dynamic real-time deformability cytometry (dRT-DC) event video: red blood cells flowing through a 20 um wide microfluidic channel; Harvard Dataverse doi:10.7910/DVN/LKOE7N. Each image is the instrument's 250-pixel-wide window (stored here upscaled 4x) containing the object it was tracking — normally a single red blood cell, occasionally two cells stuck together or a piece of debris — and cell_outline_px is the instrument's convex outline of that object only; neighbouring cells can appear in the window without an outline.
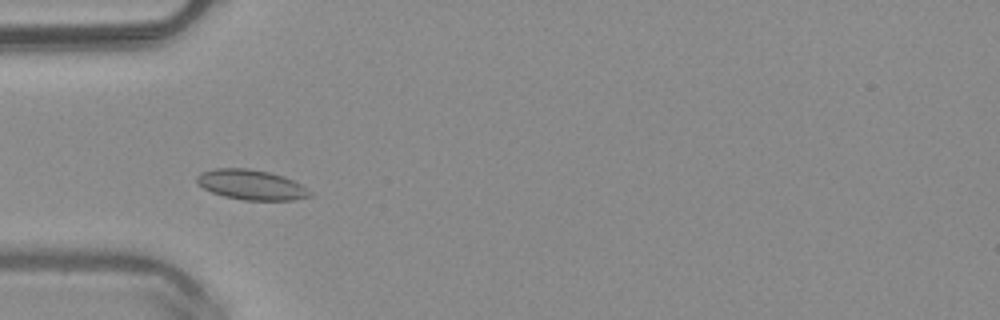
{"species": "common noctule bat (a hibernating species)", "species_latin": "Nyctalus noctula", "temperature_condition": "warm", "stored_images_in_passage": 44, "camera_frame_rate_fps": 3000, "um_per_image_px": 0.085, "animal": {"sex": "male", "body_mass_g": 20.4}, "frame": {"image": 1, "passage_image": 10, "time_ms": 3.0, "image_size_px": [1000, 320], "cell_outline_px": [[312, 196], [296, 200], [244, 200], [224, 196], [212, 192], [196, 184], [196, 176], [200, 172], [212, 168], [248, 168], [268, 172], [284, 176], [308, 188], [312, 192]], "centroid_in_image_um": [21.35, 15.7], "position_along_channel_um": 63.7, "area_um2": 20.0}}
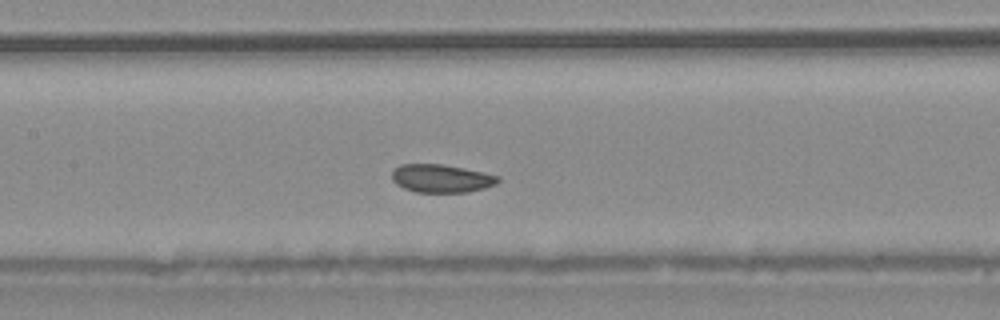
{"frame": {"image": 2, "passage_image": 18, "time_ms": 5.667, "image_size_px": [1000, 320], "cell_outline_px": [[500, 180], [496, 184], [484, 188], [468, 192], [416, 192], [404, 188], [396, 184], [392, 180], [392, 168], [400, 164], [440, 164], [464, 168], [484, 172], [500, 176]], "centroid_in_image_um": [37.5, 15.16], "position_along_channel_um": 169.9, "area_um2": 17.51}}
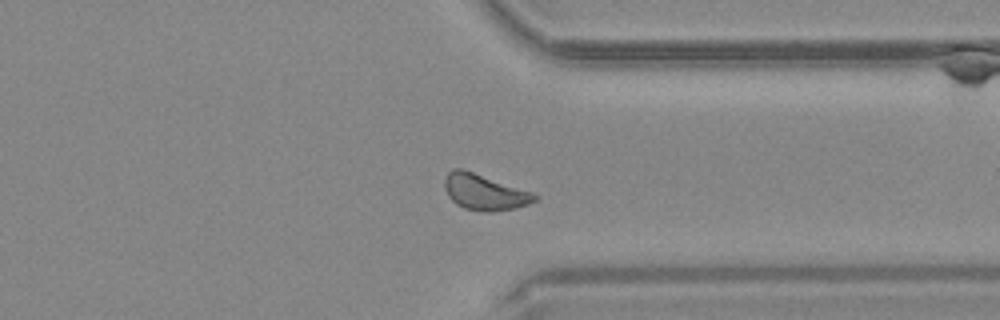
{"frame": {"image": 3, "passage_image": 33, "time_ms": 10.667, "image_size_px": [1000, 320], "cell_outline_px": [[540, 196], [536, 200], [528, 204], [516, 208], [492, 212], [484, 212], [464, 208], [456, 204], [448, 196], [444, 188], [444, 180], [448, 172], [452, 168], [460, 168], [532, 192]], "centroid_in_image_um": [41.17, 16.35], "position_along_channel_um": 370.2, "area_um2": 18.73}}